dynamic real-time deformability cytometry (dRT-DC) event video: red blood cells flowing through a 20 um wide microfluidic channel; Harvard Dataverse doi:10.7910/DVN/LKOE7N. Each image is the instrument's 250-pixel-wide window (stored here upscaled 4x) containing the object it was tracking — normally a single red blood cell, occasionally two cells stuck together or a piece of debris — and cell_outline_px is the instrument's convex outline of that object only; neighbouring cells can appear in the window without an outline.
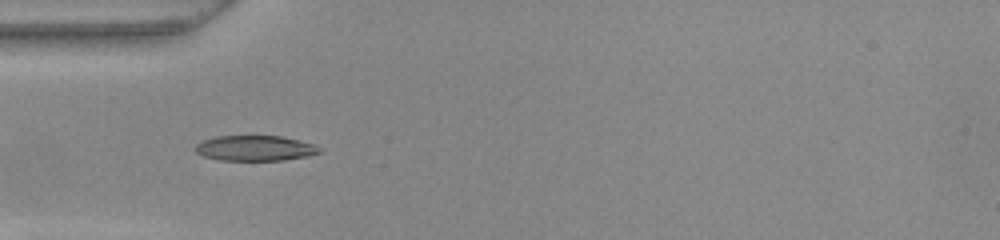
{"species": "common noctule bat (a hibernating species)", "species_latin": "Nyctalus noctula", "temperature_condition": "warm", "stored_images_in_passage": 36, "camera_frame_rate_fps": 3000, "um_per_image_px": 0.085, "animal": {"sex": "female", "body_mass_g": 22.0, "forearm_length_mm": 56.7}, "frame": {"image": 1, "passage_image": 1, "time_ms": 0.0, "image_size_px": [1000, 240], "cell_outline_px": [[320, 152], [308, 156], [284, 160], [220, 160], [204, 156], [196, 152], [196, 144], [204, 140], [216, 136], [280, 136], [316, 144], [320, 148]], "centroid_in_image_um": [21.7, 12.59], "position_along_channel_um": 63.3, "area_um2": 18.21}}
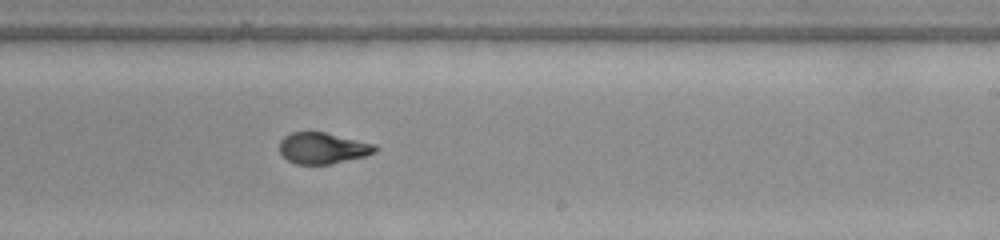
{"frame": {"image": 2, "passage_image": 16, "time_ms": 5.0, "image_size_px": [1000, 240], "cell_outline_px": [[380, 148], [376, 152], [364, 156], [328, 164], [296, 164], [288, 160], [280, 152], [280, 140], [284, 136], [292, 132], [324, 132], [376, 144]], "centroid_in_image_um": [27.45, 12.58], "position_along_channel_um": 261.5, "area_um2": 17.28}}
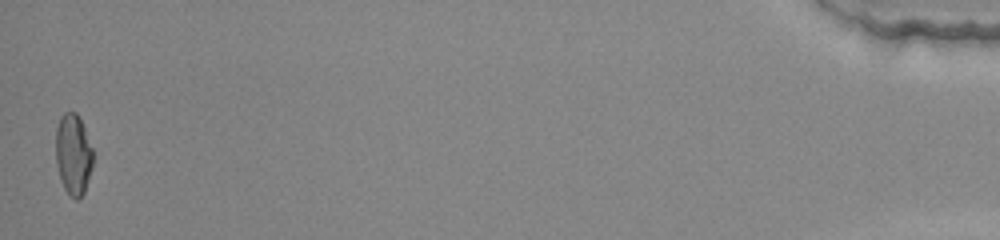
{"frame": {"image": 3, "passage_image": 36, "time_ms": 11.667, "image_size_px": [1000, 240], "cell_outline_px": [[92, 168], [84, 192], [76, 200], [68, 196], [60, 180], [56, 164], [56, 128], [60, 116], [64, 112], [76, 112], [84, 128], [92, 148]], "centroid_in_image_um": [6.21, 13.14], "position_along_channel_um": 429.0, "area_um2": 17.57}, "authors_computed_cell_mechanics": {"area_um2": 18.1492, "velocity_mm_per_s": 3.9905, "shape_relaxation_time_tau1_ms": 6.014, "shape_relaxation_time_tau2_ms": 1.0161, "deformation_change_tau1": 0.2602, "deformation_change_tau2": 0.0682}}